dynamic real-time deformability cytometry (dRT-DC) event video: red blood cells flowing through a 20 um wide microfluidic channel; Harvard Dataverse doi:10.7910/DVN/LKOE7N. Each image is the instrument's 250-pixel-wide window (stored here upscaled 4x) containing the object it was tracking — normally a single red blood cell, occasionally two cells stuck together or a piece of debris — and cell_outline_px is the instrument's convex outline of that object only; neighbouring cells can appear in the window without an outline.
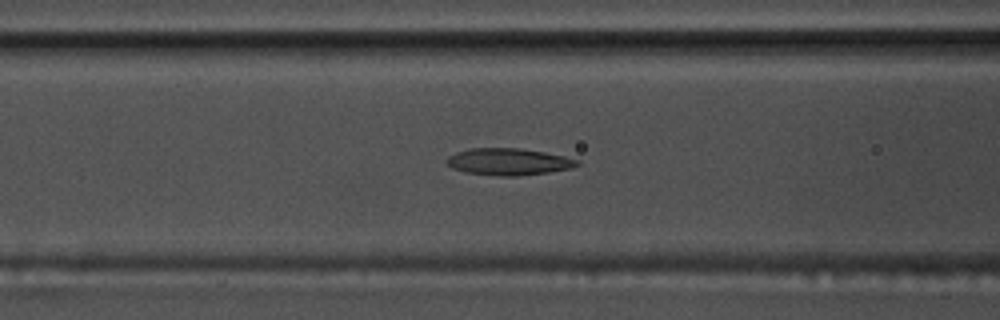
{"species": "common noctule bat (a hibernating species)", "species_latin": "Nyctalus noctula", "temperature_condition": "warm", "stored_images_in_passage": 56, "camera_frame_rate_fps": 3000, "um_per_image_px": 0.085, "animal": {"sex": "male", "body_mass_g": 17.5, "forearm_length_mm": 52.3}, "frame": {"image": 1, "passage_image": 23, "time_ms": 7.333, "image_size_px": [1000, 320], "cell_outline_px": [[580, 164], [572, 168], [548, 172], [516, 176], [500, 176], [464, 172], [452, 168], [444, 160], [448, 156], [456, 152], [472, 148], [520, 148], [544, 152], [564, 156], [580, 160]], "centroid_in_image_um": [43.22, 13.74], "position_along_channel_um": 123.4, "area_um2": 20.46}}
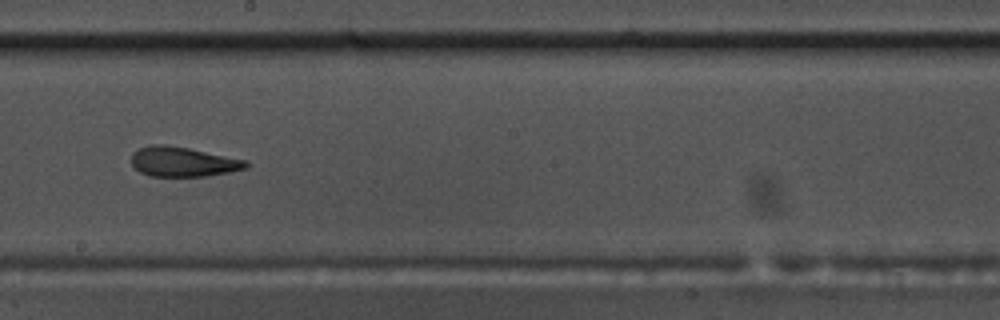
{"frame": {"image": 2, "passage_image": 32, "time_ms": 10.333, "image_size_px": [1000, 320], "cell_outline_px": [[248, 164], [244, 168], [228, 172], [204, 176], [148, 176], [140, 172], [132, 164], [132, 152], [148, 144], [164, 144], [188, 148], [248, 160]], "centroid_in_image_um": [15.51, 13.74], "position_along_channel_um": 232.7, "area_um2": 19.77}}
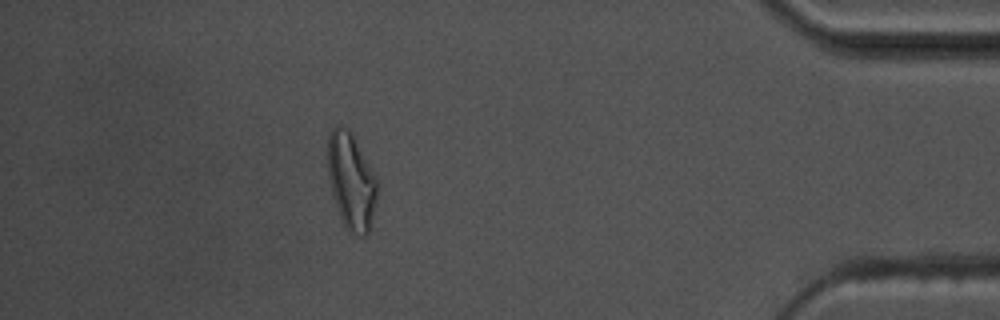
{"frame": {"image": 3, "passage_image": 50, "time_ms": 16.333, "image_size_px": [1000, 320], "cell_outline_px": [[380, 184], [368, 232], [364, 236], [348, 232], [340, 216], [332, 196], [328, 176], [328, 132], [336, 124], [340, 124], [348, 128], [352, 132], [376, 176]], "centroid_in_image_um": [29.85, 15.34], "position_along_channel_um": 405.3, "area_um2": 28.15}, "authors_computed_cell_mechanics": {"area_um2": 20.4901, "velocity_mm_per_s": 3.6564, "shape_relaxation_time_tau1_ms": null, "shape_relaxation_time_tau2_ms": 3.1245, "deformation_change_tau1": null, "deformation_change_tau2": 0.1302}}